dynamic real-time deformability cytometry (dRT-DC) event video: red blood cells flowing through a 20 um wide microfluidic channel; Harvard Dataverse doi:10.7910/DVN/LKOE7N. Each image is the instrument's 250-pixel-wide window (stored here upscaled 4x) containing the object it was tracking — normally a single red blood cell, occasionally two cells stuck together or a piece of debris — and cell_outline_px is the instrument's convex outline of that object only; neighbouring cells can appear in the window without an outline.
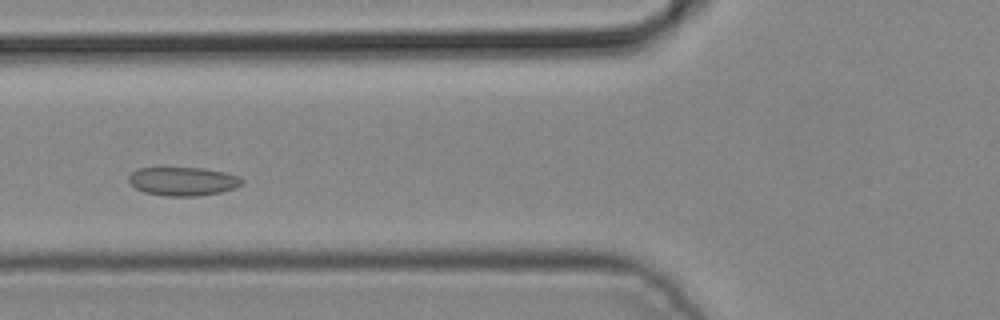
{"species": "common noctule bat (a hibernating species)", "species_latin": "Nyctalus noctula", "temperature_condition": "cold", "stored_images_in_passage": 4, "camera_frame_rate_fps": 3000, "um_per_image_px": 0.085, "animal": {"sex": "male", "body_mass_g": 19.2, "forearm_length_mm": 51.8}, "frame": {"image": 1, "passage_image": 3, "time_ms": 0.667, "image_size_px": [1000, 320], "cell_outline_px": [[244, 184], [236, 188], [220, 192], [196, 196], [164, 196], [144, 192], [136, 188], [128, 180], [128, 176], [136, 168], [204, 168], [224, 172], [240, 176], [244, 180]], "centroid_in_image_um": [15.58, 15.41], "position_along_channel_um": 110.2, "area_um2": 19.02}}
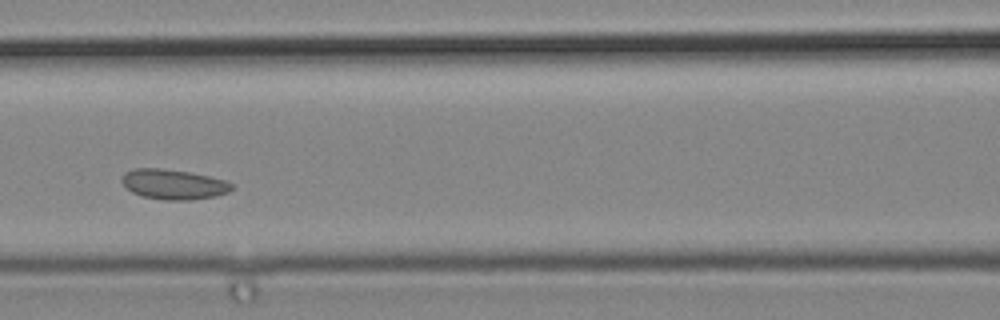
{"frame": {"image": 2, "passage_image": 4, "time_ms": 1.0, "image_size_px": [1000, 320], "cell_outline_px": [[236, 184], [228, 192], [216, 196], [188, 200], [164, 200], [144, 196], [132, 192], [120, 180], [124, 172], [136, 168], [160, 168], [188, 172], [208, 176], [224, 180]], "centroid_in_image_um": [14.76, 15.66], "position_along_channel_um": 151.8, "area_um2": 19.13}}